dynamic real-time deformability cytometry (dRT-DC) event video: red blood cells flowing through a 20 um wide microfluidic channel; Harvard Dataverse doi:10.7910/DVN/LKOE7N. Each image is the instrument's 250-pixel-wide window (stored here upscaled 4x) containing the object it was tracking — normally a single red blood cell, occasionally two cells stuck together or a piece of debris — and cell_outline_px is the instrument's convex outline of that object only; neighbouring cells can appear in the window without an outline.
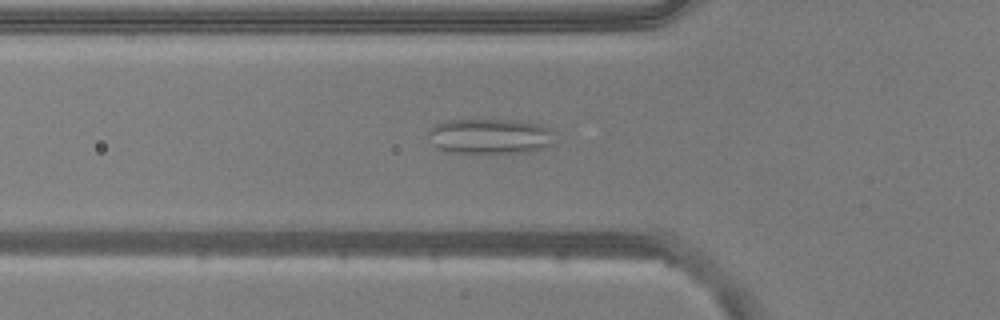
{"species": "common noctule bat (a hibernating species)", "species_latin": "Nyctalus noctula", "temperature_condition": "warm", "stored_images_in_passage": 40, "camera_frame_rate_fps": 3000, "um_per_image_px": 0.085, "animal": {"sex": "male", "body_mass_g": 20.5, "forearm_length_mm": 52.5}, "frame": {"image": 1, "passage_image": 5, "time_ms": 1.333, "image_size_px": [1000, 320], "cell_outline_px": [[556, 144], [548, 148], [528, 152], [452, 152], [436, 148], [432, 144], [428, 136], [428, 132], [432, 124], [444, 120], [520, 120], [540, 124], [548, 128], [552, 132]], "centroid_in_image_um": [41.67, 11.57], "position_along_channel_um": 84.1, "area_um2": 26.36}}
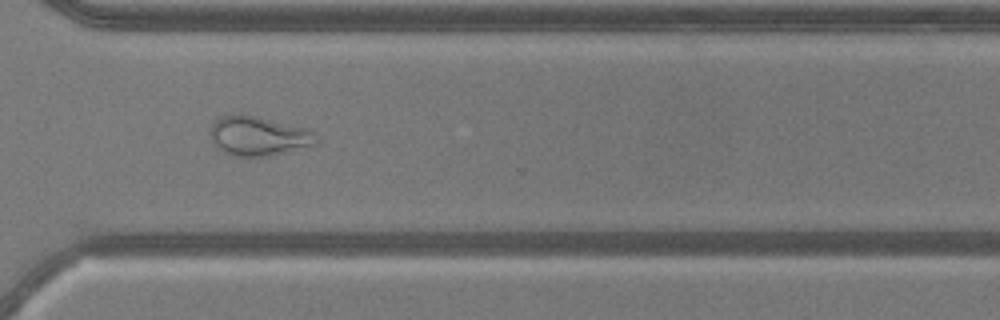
{"frame": {"image": 2, "passage_image": 26, "time_ms": 8.333, "image_size_px": [1000, 320], "cell_outline_px": [[320, 140], [316, 144], [268, 156], [236, 156], [224, 152], [212, 144], [208, 132], [212, 124], [216, 120], [224, 116], [240, 112], [308, 128], [320, 136]], "centroid_in_image_um": [21.97, 11.54], "position_along_channel_um": 348.6, "area_um2": 24.74}}
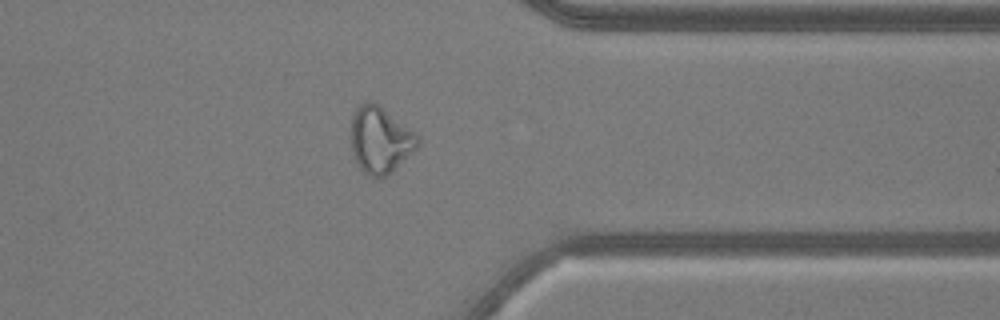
{"frame": {"image": 3, "passage_image": 29, "time_ms": 9.333, "image_size_px": [1000, 320], "cell_outline_px": [[420, 144], [392, 172], [384, 176], [368, 176], [360, 168], [352, 152], [352, 116], [356, 108], [360, 104], [372, 100], [416, 132], [420, 140]], "centroid_in_image_um": [32.33, 11.88], "position_along_channel_um": 379.1, "area_um2": 25.61}, "authors_computed_cell_mechanics": {"area_um2": 24.7673, "velocity_mm_per_s": 3.767, "shape_relaxation_time_tau1_ms": null, "shape_relaxation_time_tau2_ms": 1.5423, "deformation_change_tau1": null, "deformation_change_tau2": 0.1052}}